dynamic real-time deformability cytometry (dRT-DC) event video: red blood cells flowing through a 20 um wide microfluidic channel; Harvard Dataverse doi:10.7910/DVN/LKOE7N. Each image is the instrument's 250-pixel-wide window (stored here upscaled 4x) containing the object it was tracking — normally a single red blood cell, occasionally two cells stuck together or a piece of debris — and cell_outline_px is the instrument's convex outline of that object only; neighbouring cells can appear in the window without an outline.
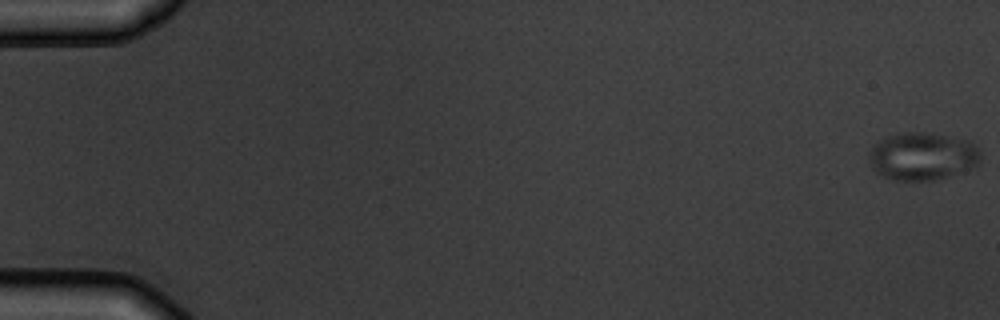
{"species": "common noctule bat (a hibernating species)", "species_latin": "Nyctalus noctula", "temperature_condition": "warm", "stored_images_in_passage": 4, "camera_frame_rate_fps": 3000, "um_per_image_px": 0.085, "animal": {"sex": "male", "body_mass_g": 19.5, "forearm_length_mm": 54.6}, "frame": {"image": 1, "passage_image": 1, "time_ms": 0.0, "image_size_px": [1000, 320], "cell_outline_px": [[980, 160], [972, 168], [940, 180], [892, 180], [880, 176], [872, 168], [868, 152], [880, 140], [888, 136], [904, 132], [920, 132], [972, 140], [980, 148]], "centroid_in_image_um": [78.43, 13.3], "position_along_channel_um": 6.6, "area_um2": 31.33}}